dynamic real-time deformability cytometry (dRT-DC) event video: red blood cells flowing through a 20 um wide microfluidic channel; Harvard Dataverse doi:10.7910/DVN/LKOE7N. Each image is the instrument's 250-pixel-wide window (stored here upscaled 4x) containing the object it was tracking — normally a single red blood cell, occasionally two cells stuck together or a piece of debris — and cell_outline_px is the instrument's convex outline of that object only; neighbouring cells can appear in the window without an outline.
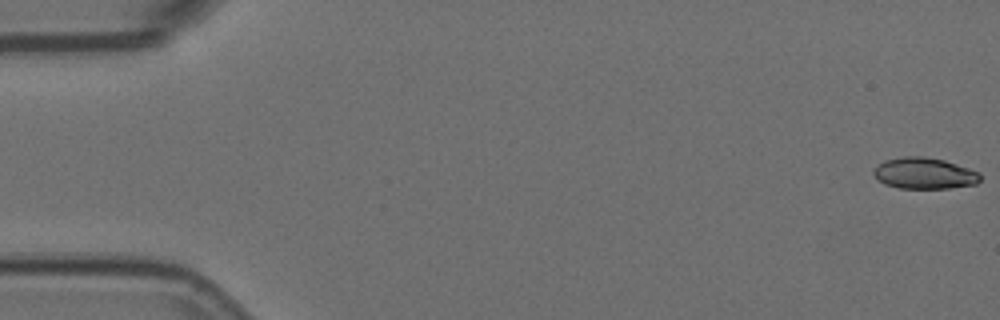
{"species": "Egyptian fruit bat (a non-hibernating species)", "species_latin": "Rousettus aegyptiacus", "temperature_condition": "room temperature", "stored_images_in_passage": 8, "camera_frame_rate_fps": 3000, "um_per_image_px": 0.085, "animal": {"sex": "female"}, "frame": {"image": 1, "passage_image": 1, "time_ms": 0.0, "image_size_px": [1000, 320], "cell_outline_px": [[980, 180], [976, 184], [948, 188], [900, 188], [884, 184], [876, 180], [872, 172], [884, 160], [904, 156], [924, 156], [944, 160], [980, 172]], "centroid_in_image_um": [78.55, 14.73], "position_along_channel_um": 6.4, "area_um2": 19.42}}
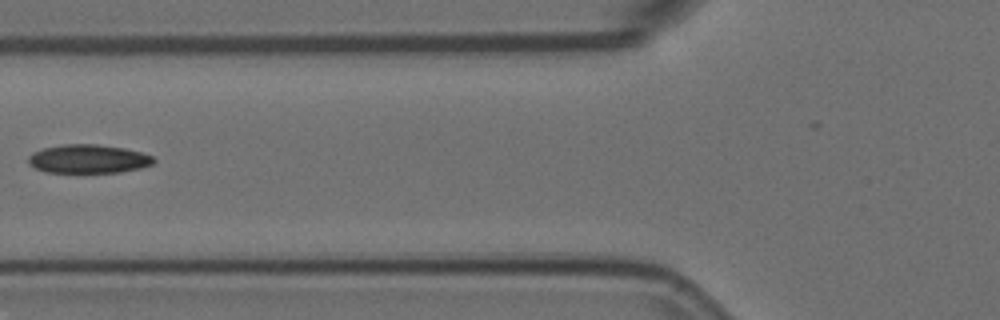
{"frame": {"image": 2, "passage_image": 7, "time_ms": 2.0, "image_size_px": [1000, 320], "cell_outline_px": [[156, 160], [152, 164], [140, 168], [120, 172], [44, 172], [28, 164], [28, 156], [32, 152], [44, 148], [64, 144], [96, 144], [124, 148], [140, 152], [152, 156]], "centroid_in_image_um": [7.48, 13.5], "position_along_channel_um": 118.3, "area_um2": 20.87}}
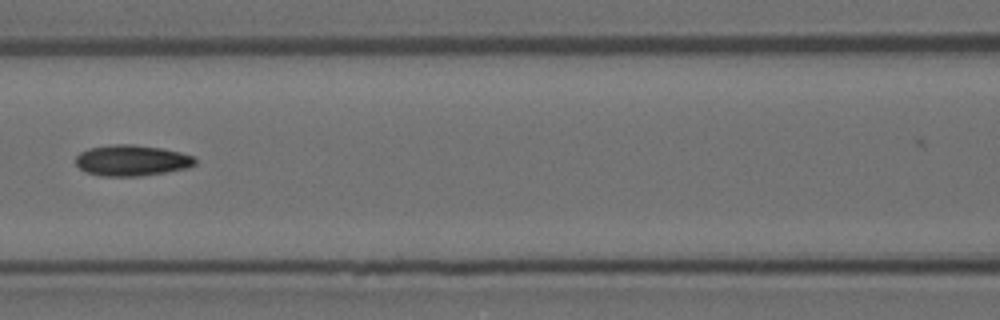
{"frame": {"image": 3, "passage_image": 8, "time_ms": 2.333, "image_size_px": [1000, 320], "cell_outline_px": [[196, 164], [188, 168], [140, 176], [100, 176], [88, 172], [80, 168], [76, 164], [76, 156], [80, 152], [88, 148], [112, 144], [132, 144], [160, 148], [180, 152], [192, 156], [196, 160]], "centroid_in_image_um": [11.19, 13.63], "position_along_channel_um": 155.4, "area_um2": 21.44}}